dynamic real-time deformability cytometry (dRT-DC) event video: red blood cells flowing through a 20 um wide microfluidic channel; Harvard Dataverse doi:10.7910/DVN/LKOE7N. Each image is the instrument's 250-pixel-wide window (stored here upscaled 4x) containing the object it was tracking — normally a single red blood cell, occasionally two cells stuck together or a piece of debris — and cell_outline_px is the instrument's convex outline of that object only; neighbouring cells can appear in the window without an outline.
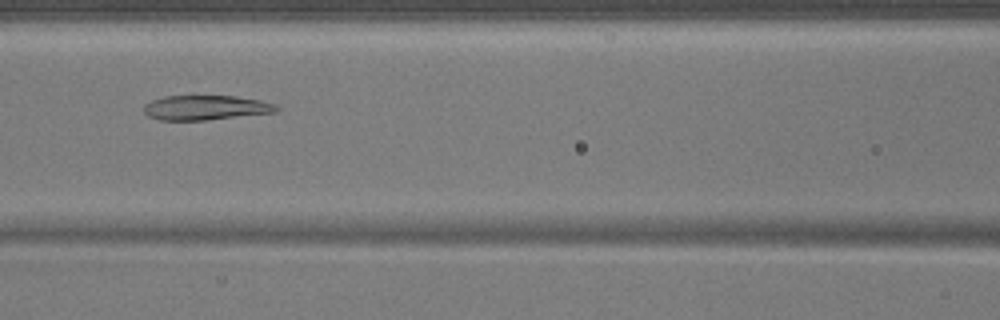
{"species": "common noctule bat (a hibernating species)", "species_latin": "Nyctalus noctula", "temperature_condition": "warm", "stored_images_in_passage": 49, "camera_frame_rate_fps": 3000, "um_per_image_px": 0.085, "animal": {"sex": "male", "body_mass_g": 17.9}, "frame": {"image": 1, "passage_image": 21, "time_ms": 6.667, "image_size_px": [1000, 320], "cell_outline_px": [[280, 108], [276, 112], [204, 120], [160, 120], [148, 116], [144, 112], [144, 104], [152, 100], [164, 96], [236, 96], [260, 100], [276, 104]], "centroid_in_image_um": [17.48, 9.14], "position_along_channel_um": 149.1, "area_um2": 19.02}}
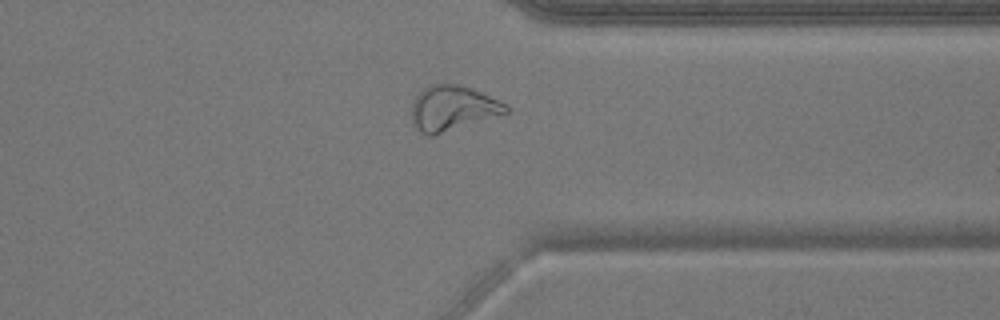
{"frame": {"image": 2, "passage_image": 38, "time_ms": 12.333, "image_size_px": [1000, 320], "cell_outline_px": [[508, 112], [432, 136], [428, 136], [420, 132], [416, 128], [412, 120], [412, 104], [416, 96], [428, 84], [456, 84], [480, 92], [508, 104]], "centroid_in_image_um": [38.44, 9.2], "position_along_channel_um": 373.0, "area_um2": 24.33}}
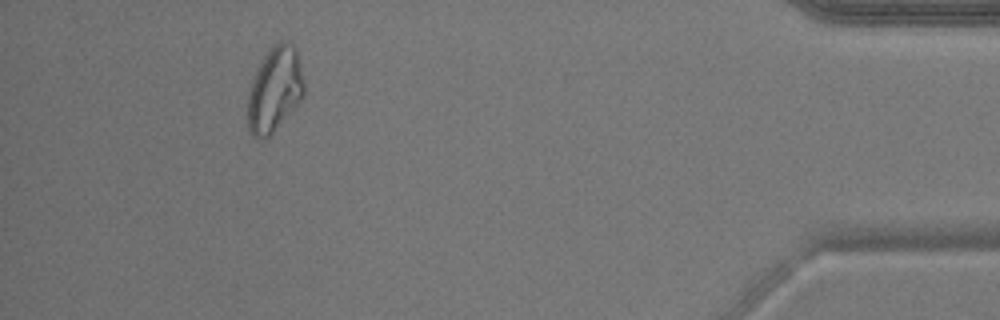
{"frame": {"image": 3, "passage_image": 45, "time_ms": 14.667, "image_size_px": [1000, 320], "cell_outline_px": [[304, 96], [272, 136], [264, 140], [256, 140], [252, 136], [248, 128], [248, 92], [252, 80], [268, 48], [272, 44], [280, 40], [284, 40], [292, 44], [296, 48], [304, 84]], "centroid_in_image_um": [23.34, 7.66], "position_along_channel_um": 411.9, "area_um2": 28.32}}